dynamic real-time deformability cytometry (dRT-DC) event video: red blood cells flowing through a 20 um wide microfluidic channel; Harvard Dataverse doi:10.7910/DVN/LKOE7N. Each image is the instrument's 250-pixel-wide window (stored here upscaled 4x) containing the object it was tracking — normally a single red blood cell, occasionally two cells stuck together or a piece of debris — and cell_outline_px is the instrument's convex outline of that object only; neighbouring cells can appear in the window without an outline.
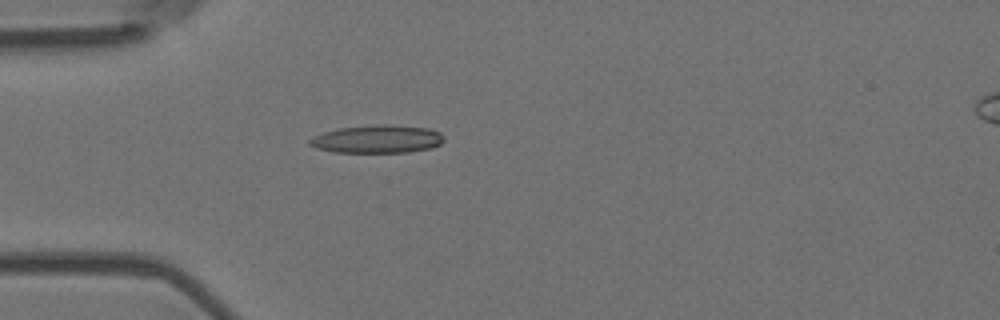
{"species": "Egyptian fruit bat (a non-hibernating species)", "species_latin": "Rousettus aegyptiacus", "temperature_condition": "room temperature", "stored_images_in_passage": 40, "camera_frame_rate_fps": 3000, "um_per_image_px": 0.085, "animal": {"sex": "female"}, "frame": {"image": 1, "passage_image": 1, "time_ms": 0.0, "image_size_px": [1000, 320], "cell_outline_px": [[444, 140], [440, 144], [432, 148], [408, 152], [336, 152], [316, 148], [308, 144], [308, 140], [312, 136], [336, 128], [376, 124], [384, 124], [428, 128], [440, 132], [444, 136]], "centroid_in_image_um": [32.06, 11.81], "position_along_channel_um": 52.9, "area_um2": 22.08}}
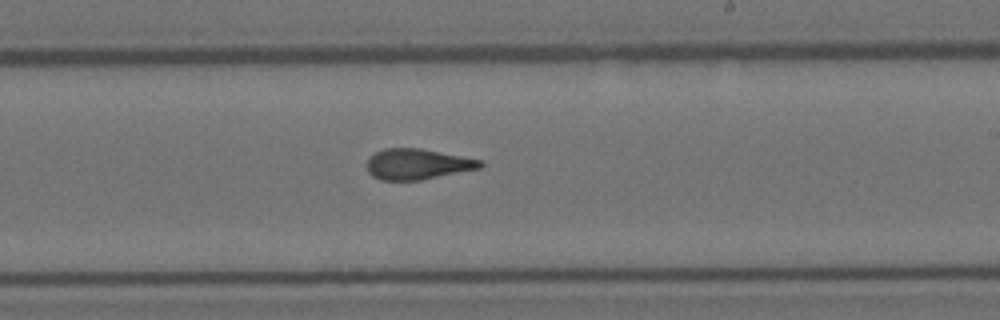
{"frame": {"image": 2, "passage_image": 18, "time_ms": 5.667, "image_size_px": [1000, 320], "cell_outline_px": [[484, 164], [480, 168], [420, 180], [380, 180], [372, 176], [368, 172], [364, 164], [368, 156], [384, 148], [420, 148], [484, 160]], "centroid_in_image_um": [35.44, 13.94], "position_along_channel_um": 253.6, "area_um2": 20.52}}
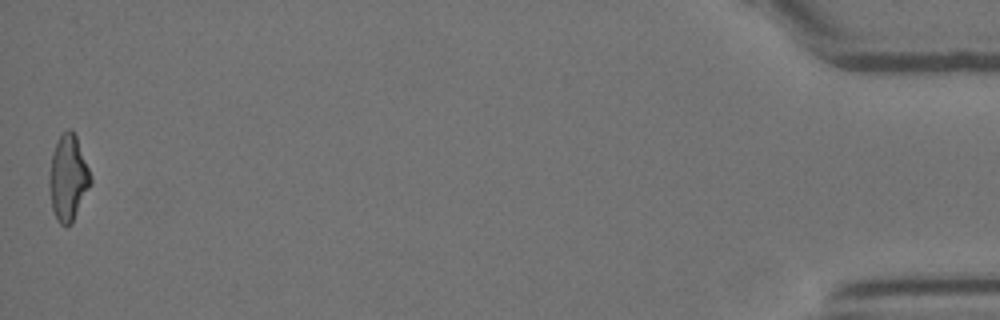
{"frame": {"image": 3, "passage_image": 40, "time_ms": 13.0, "image_size_px": [1000, 320], "cell_outline_px": [[92, 184], [72, 224], [60, 224], [52, 208], [48, 184], [48, 176], [52, 152], [60, 136], [68, 128], [72, 128], [76, 136], [92, 176]], "centroid_in_image_um": [5.8, 15.12], "position_along_channel_um": 429.4, "area_um2": 20.81}, "authors_computed_cell_mechanics": {"area_um2": 20.7791, "velocity_mm_per_s": 3.673, "shape_relaxation_time_tau1_ms": 8.4876, "shape_relaxation_time_tau2_ms": 1.4437, "deformation_change_tau1": 0.2261, "deformation_change_tau2": 0.0923}}